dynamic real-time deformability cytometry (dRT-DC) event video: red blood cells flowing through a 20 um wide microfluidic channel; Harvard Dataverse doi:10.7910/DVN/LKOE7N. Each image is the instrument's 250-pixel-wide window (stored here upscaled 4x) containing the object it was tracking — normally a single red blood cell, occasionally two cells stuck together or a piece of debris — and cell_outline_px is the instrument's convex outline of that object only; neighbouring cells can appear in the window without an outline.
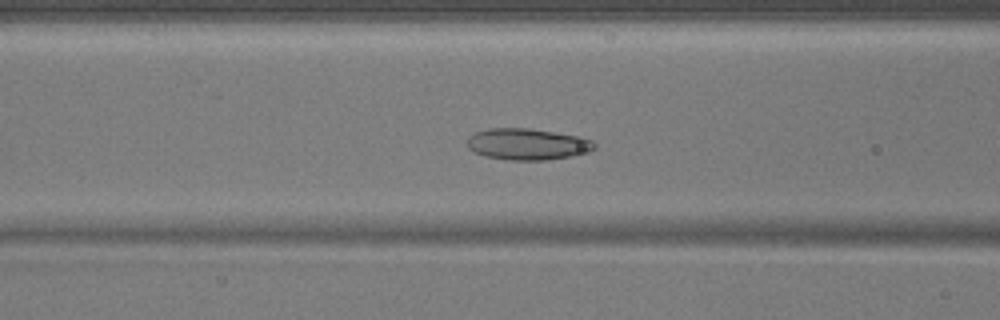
{"species": "common noctule bat (a hibernating species)", "species_latin": "Nyctalus noctula", "temperature_condition": "warm", "stored_images_in_passage": 48, "camera_frame_rate_fps": 3000, "um_per_image_px": 0.085, "animal": {"sex": "male", "body_mass_g": 17.9}, "frame": {"image": 1, "passage_image": 18, "time_ms": 5.667, "image_size_px": [1000, 320], "cell_outline_px": [[596, 148], [588, 152], [572, 156], [544, 160], [508, 160], [484, 156], [468, 148], [468, 136], [476, 132], [488, 128], [528, 128], [580, 136], [592, 140], [596, 144]], "centroid_in_image_um": [44.85, 12.25], "position_along_channel_um": 121.8, "area_um2": 23.35}}
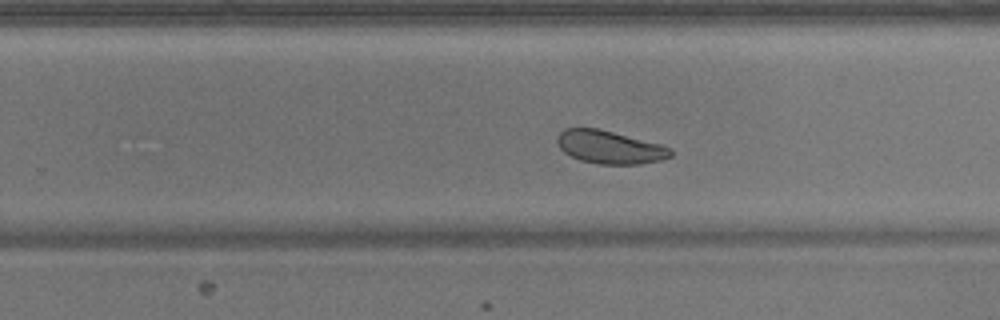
{"frame": {"image": 2, "passage_image": 30, "time_ms": 9.667, "image_size_px": [1000, 320], "cell_outline_px": [[672, 156], [660, 160], [640, 164], [600, 164], [580, 160], [564, 152], [560, 148], [556, 140], [556, 136], [564, 128], [596, 128], [660, 144], [672, 148]], "centroid_in_image_um": [51.81, 12.51], "position_along_channel_um": 278.0, "area_um2": 21.68}}
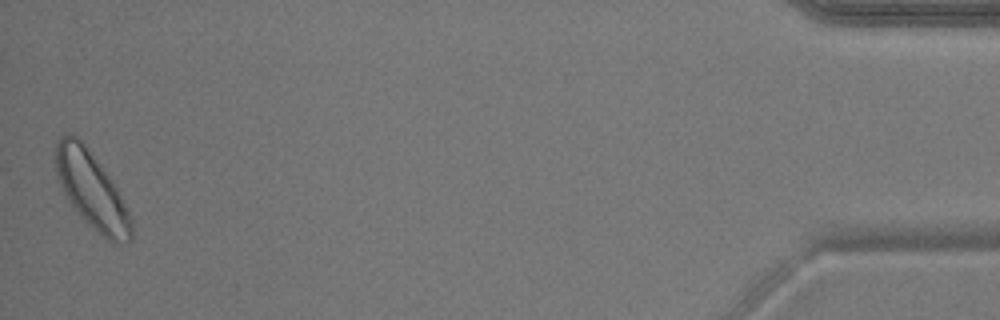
{"frame": {"image": 3, "passage_image": 48, "time_ms": 15.667, "image_size_px": [1000, 320], "cell_outline_px": [[132, 240], [124, 244], [112, 244], [92, 228], [80, 216], [68, 200], [56, 176], [56, 144], [60, 136], [68, 132], [76, 136], [84, 144], [100, 164], [116, 188], [132, 220]], "centroid_in_image_um": [7.79, 16.21], "position_along_channel_um": 427.4, "area_um2": 33.47}}